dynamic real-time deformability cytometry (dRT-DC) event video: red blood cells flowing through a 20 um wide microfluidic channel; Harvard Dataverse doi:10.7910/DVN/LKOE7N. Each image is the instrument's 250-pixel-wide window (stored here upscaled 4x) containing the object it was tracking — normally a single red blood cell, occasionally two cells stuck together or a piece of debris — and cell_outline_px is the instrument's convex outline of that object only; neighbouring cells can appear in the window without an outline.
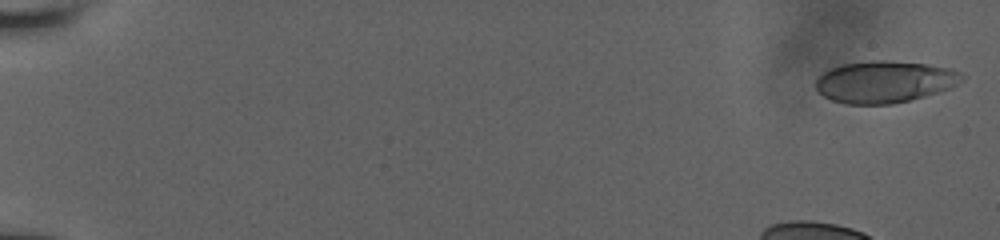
{"species": "human", "species_latin": "Homo sapiens", "temperature_condition": "room temperature", "stored_images_in_passage": 15, "camera_frame_rate_fps": 3000, "um_per_image_px": 0.085, "donor": {"sex": "male"}, "frame": {"image": 1, "passage_image": 1, "time_ms": 0.0, "image_size_px": [1000, 240], "cell_outline_px": [[964, 80], [948, 88], [924, 96], [892, 104], [844, 104], [832, 100], [816, 92], [816, 80], [824, 72], [840, 64], [868, 60], [884, 60], [928, 64], [952, 68], [960, 72], [964, 76]], "centroid_in_image_um": [75.17, 6.94], "position_along_channel_um": 9.8, "area_um2": 35.72}}